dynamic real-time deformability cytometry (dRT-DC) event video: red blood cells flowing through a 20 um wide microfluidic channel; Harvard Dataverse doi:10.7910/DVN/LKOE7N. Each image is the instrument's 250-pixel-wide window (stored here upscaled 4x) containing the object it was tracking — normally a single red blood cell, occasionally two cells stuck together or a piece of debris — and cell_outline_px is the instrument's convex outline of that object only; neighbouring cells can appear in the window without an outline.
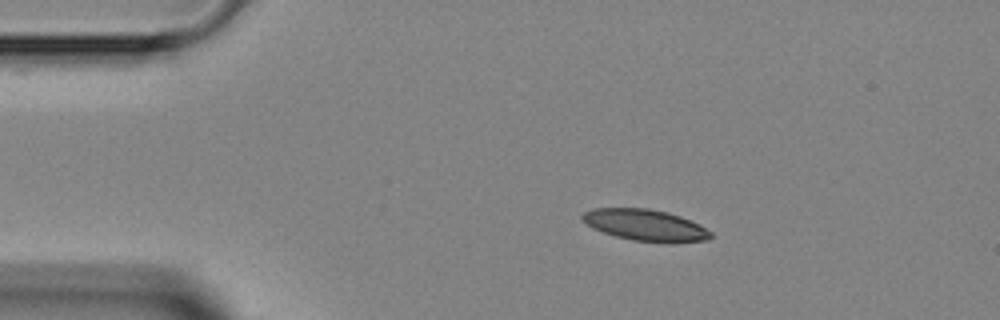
{"species": "Egyptian fruit bat (a non-hibernating species)", "species_latin": "Rousettus aegyptiacus", "temperature_condition": "room temperature", "stored_images_in_passage": 40, "camera_frame_rate_fps": 3000, "um_per_image_px": 0.085, "animal": {"sex": "female"}, "frame": {"image": 1, "passage_image": 1, "time_ms": 0.0, "image_size_px": [1000, 320], "cell_outline_px": [[712, 236], [708, 240], [668, 244], [664, 244], [632, 240], [616, 236], [592, 228], [580, 216], [584, 212], [592, 208], [648, 208], [668, 212], [680, 216], [700, 224], [712, 232]], "centroid_in_image_um": [54.91, 19.15], "position_along_channel_um": 30.1, "area_um2": 23.87}}
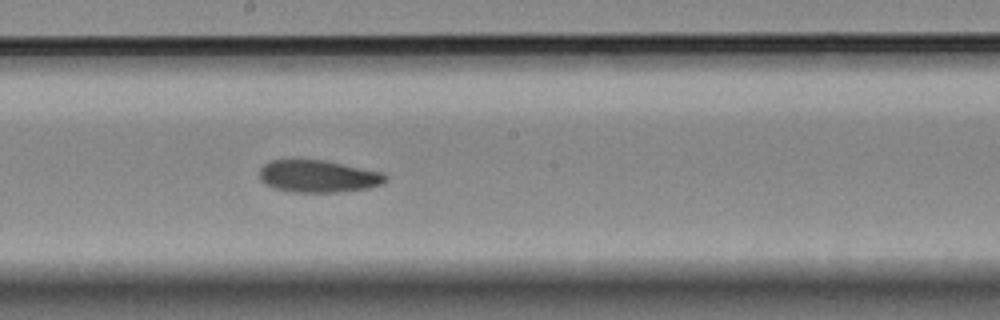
{"frame": {"image": 2, "passage_image": 18, "time_ms": 5.667, "image_size_px": [1000, 320], "cell_outline_px": [[388, 180], [380, 184], [368, 188], [336, 192], [288, 192], [264, 184], [260, 180], [260, 168], [268, 160], [324, 160], [380, 172], [388, 176]], "centroid_in_image_um": [27.01, 14.99], "position_along_channel_um": 221.2, "area_um2": 23.58}}
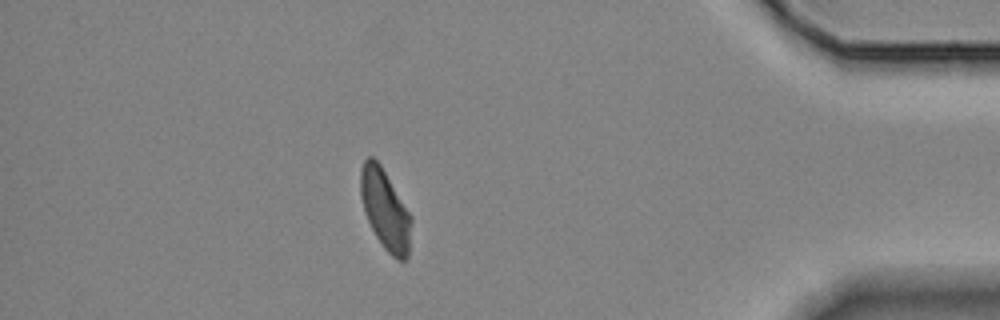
{"frame": {"image": 3, "passage_image": 34, "time_ms": 11.0, "image_size_px": [1000, 320], "cell_outline_px": [[412, 220], [408, 256], [404, 260], [396, 260], [384, 248], [376, 236], [368, 220], [360, 196], [360, 168], [364, 160], [368, 156], [372, 156], [380, 164], [412, 216]], "centroid_in_image_um": [32.74, 17.81], "position_along_channel_um": 402.5, "area_um2": 23.58}}